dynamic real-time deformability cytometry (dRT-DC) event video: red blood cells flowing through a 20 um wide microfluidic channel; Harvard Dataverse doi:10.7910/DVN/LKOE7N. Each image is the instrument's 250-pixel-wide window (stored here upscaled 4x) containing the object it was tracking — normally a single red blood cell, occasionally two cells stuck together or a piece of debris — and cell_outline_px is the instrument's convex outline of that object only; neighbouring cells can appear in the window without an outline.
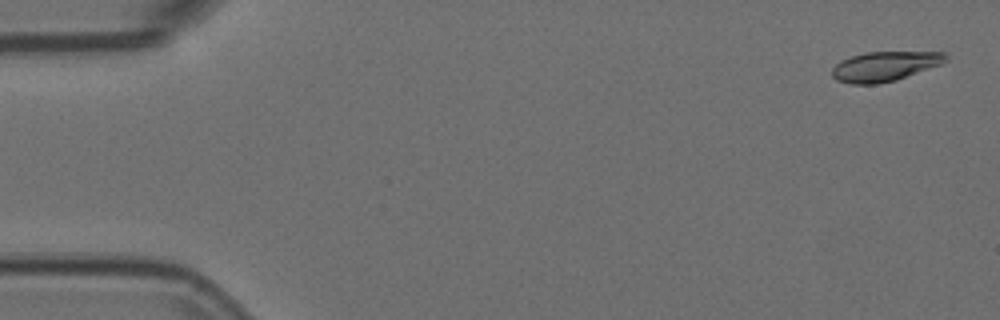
{"species": "Egyptian fruit bat (a non-hibernating species)", "species_latin": "Rousettus aegyptiacus", "temperature_condition": "room temperature", "stored_images_in_passage": 4, "camera_frame_rate_fps": 3000, "um_per_image_px": 0.085, "animal": {"sex": "female"}, "frame": {"image": 1, "passage_image": 1, "time_ms": 0.0, "image_size_px": [1000, 320], "cell_outline_px": [[948, 60], [940, 64], [896, 80], [876, 84], [852, 84], [836, 80], [832, 76], [832, 68], [840, 60], [864, 52], [944, 52], [948, 56]], "centroid_in_image_um": [75.18, 5.63], "position_along_channel_um": 9.8, "area_um2": 19.59}}
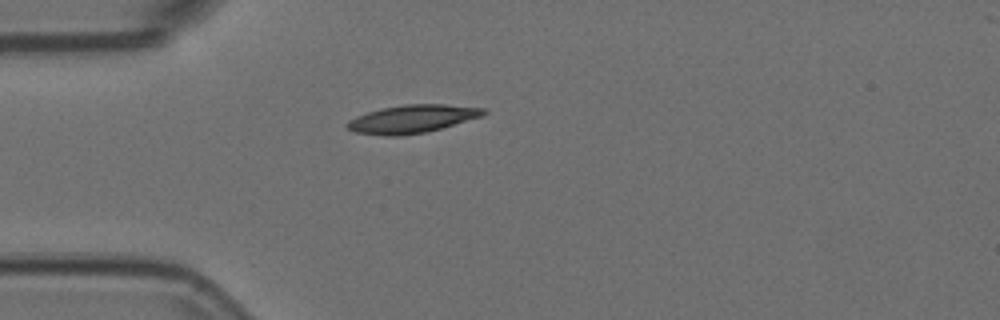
{"frame": {"image": 2, "passage_image": 4, "time_ms": 1.0, "image_size_px": [1000, 320], "cell_outline_px": [[488, 112], [480, 116], [440, 128], [424, 132], [400, 136], [384, 136], [356, 132], [348, 128], [344, 124], [348, 120], [356, 116], [368, 112], [384, 108], [404, 104], [444, 104], [484, 108]], "centroid_in_image_um": [34.98, 10.11], "position_along_channel_um": 50.0, "area_um2": 21.96}}